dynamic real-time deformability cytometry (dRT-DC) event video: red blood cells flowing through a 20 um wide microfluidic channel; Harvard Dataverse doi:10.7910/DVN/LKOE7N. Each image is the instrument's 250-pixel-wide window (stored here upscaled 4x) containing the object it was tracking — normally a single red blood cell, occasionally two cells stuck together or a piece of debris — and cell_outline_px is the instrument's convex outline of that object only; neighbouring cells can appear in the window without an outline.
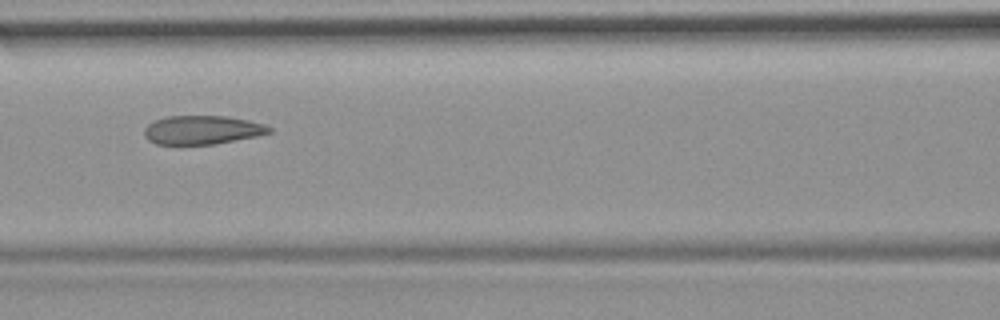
{"species": "common noctule bat (a hibernating species)", "species_latin": "Nyctalus noctula", "temperature_condition": "room temperature", "stored_images_in_passage": 6, "camera_frame_rate_fps": 3000, "um_per_image_px": 0.085, "animal": {"sex": "female", "body_mass_g": 19.9}, "frame": {"image": 1, "passage_image": 3, "time_ms": 2.333, "image_size_px": [1000, 320], "cell_outline_px": [[272, 132], [256, 136], [212, 144], [156, 144], [148, 140], [144, 136], [144, 128], [148, 124], [156, 120], [168, 116], [228, 116], [248, 120], [264, 124], [272, 128]], "centroid_in_image_um": [17.18, 11.04], "position_along_channel_um": 149.4, "area_um2": 20.81}}
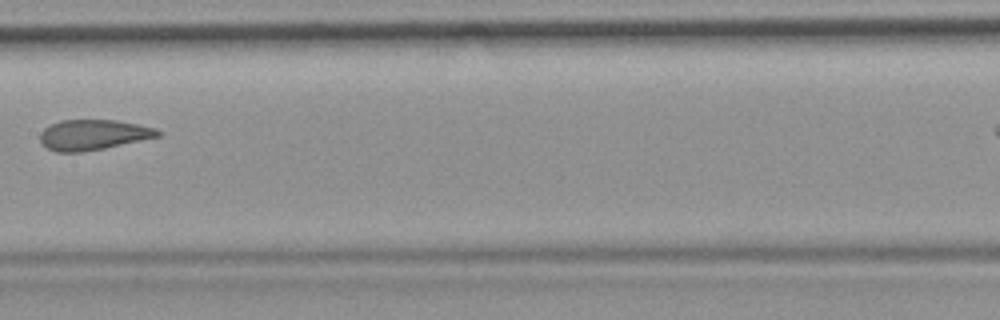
{"frame": {"image": 2, "passage_image": 4, "time_ms": 3.667, "image_size_px": [1000, 320], "cell_outline_px": [[160, 136], [104, 148], [84, 152], [56, 152], [48, 148], [40, 140], [40, 132], [44, 128], [60, 120], [116, 120], [140, 124], [156, 128], [160, 132]], "centroid_in_image_um": [7.92, 11.45], "position_along_channel_um": 199.5, "area_um2": 20.75}}